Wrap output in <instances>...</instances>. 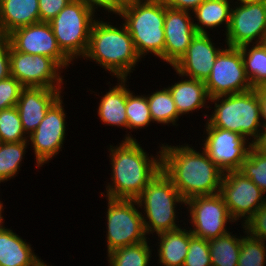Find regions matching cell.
<instances>
[{"instance_id":"cell-41","label":"cell","mask_w":266,"mask_h":266,"mask_svg":"<svg viewBox=\"0 0 266 266\" xmlns=\"http://www.w3.org/2000/svg\"><path fill=\"white\" fill-rule=\"evenodd\" d=\"M205 0H161L169 8L193 12Z\"/></svg>"},{"instance_id":"cell-9","label":"cell","mask_w":266,"mask_h":266,"mask_svg":"<svg viewBox=\"0 0 266 266\" xmlns=\"http://www.w3.org/2000/svg\"><path fill=\"white\" fill-rule=\"evenodd\" d=\"M205 85L209 98L242 93L253 88L245 72L240 48L226 45L220 51Z\"/></svg>"},{"instance_id":"cell-44","label":"cell","mask_w":266,"mask_h":266,"mask_svg":"<svg viewBox=\"0 0 266 266\" xmlns=\"http://www.w3.org/2000/svg\"><path fill=\"white\" fill-rule=\"evenodd\" d=\"M121 8L133 4L134 2L138 0H114Z\"/></svg>"},{"instance_id":"cell-21","label":"cell","mask_w":266,"mask_h":266,"mask_svg":"<svg viewBox=\"0 0 266 266\" xmlns=\"http://www.w3.org/2000/svg\"><path fill=\"white\" fill-rule=\"evenodd\" d=\"M177 75L182 77V80L172 84V86H168V89L172 94L180 117L183 114L186 115L189 114V112L191 113L197 109H202V107L209 108L206 101H209L210 98L206 90L205 81L188 77H185V80H183V75L179 73H177Z\"/></svg>"},{"instance_id":"cell-14","label":"cell","mask_w":266,"mask_h":266,"mask_svg":"<svg viewBox=\"0 0 266 266\" xmlns=\"http://www.w3.org/2000/svg\"><path fill=\"white\" fill-rule=\"evenodd\" d=\"M204 125L207 136L202 149L207 156L224 173L239 170L252 143L239 133L212 127L207 121Z\"/></svg>"},{"instance_id":"cell-36","label":"cell","mask_w":266,"mask_h":266,"mask_svg":"<svg viewBox=\"0 0 266 266\" xmlns=\"http://www.w3.org/2000/svg\"><path fill=\"white\" fill-rule=\"evenodd\" d=\"M24 86L15 78L10 76L0 81V110L15 107Z\"/></svg>"},{"instance_id":"cell-28","label":"cell","mask_w":266,"mask_h":266,"mask_svg":"<svg viewBox=\"0 0 266 266\" xmlns=\"http://www.w3.org/2000/svg\"><path fill=\"white\" fill-rule=\"evenodd\" d=\"M151 94H148L147 101L153 123L176 125L180 115L168 87Z\"/></svg>"},{"instance_id":"cell-10","label":"cell","mask_w":266,"mask_h":266,"mask_svg":"<svg viewBox=\"0 0 266 266\" xmlns=\"http://www.w3.org/2000/svg\"><path fill=\"white\" fill-rule=\"evenodd\" d=\"M219 194L235 222L245 218L241 225L266 203L265 193L238 170L224 173Z\"/></svg>"},{"instance_id":"cell-13","label":"cell","mask_w":266,"mask_h":266,"mask_svg":"<svg viewBox=\"0 0 266 266\" xmlns=\"http://www.w3.org/2000/svg\"><path fill=\"white\" fill-rule=\"evenodd\" d=\"M63 69L54 59L43 55L26 54L10 48V72L24 87L62 89ZM61 86V87H60Z\"/></svg>"},{"instance_id":"cell-7","label":"cell","mask_w":266,"mask_h":266,"mask_svg":"<svg viewBox=\"0 0 266 266\" xmlns=\"http://www.w3.org/2000/svg\"><path fill=\"white\" fill-rule=\"evenodd\" d=\"M94 14L82 1L72 0L49 22L58 46L72 62L87 51Z\"/></svg>"},{"instance_id":"cell-3","label":"cell","mask_w":266,"mask_h":266,"mask_svg":"<svg viewBox=\"0 0 266 266\" xmlns=\"http://www.w3.org/2000/svg\"><path fill=\"white\" fill-rule=\"evenodd\" d=\"M83 59L100 64L117 79H128L137 62L141 61L124 23L118 28L100 18L92 24L89 45Z\"/></svg>"},{"instance_id":"cell-4","label":"cell","mask_w":266,"mask_h":266,"mask_svg":"<svg viewBox=\"0 0 266 266\" xmlns=\"http://www.w3.org/2000/svg\"><path fill=\"white\" fill-rule=\"evenodd\" d=\"M118 15L124 19L140 58L149 52L158 58L164 53L165 5L161 0H138L121 8Z\"/></svg>"},{"instance_id":"cell-8","label":"cell","mask_w":266,"mask_h":266,"mask_svg":"<svg viewBox=\"0 0 266 266\" xmlns=\"http://www.w3.org/2000/svg\"><path fill=\"white\" fill-rule=\"evenodd\" d=\"M106 213L107 252L147 240L143 214L136 199L109 198ZM137 206V207H135Z\"/></svg>"},{"instance_id":"cell-40","label":"cell","mask_w":266,"mask_h":266,"mask_svg":"<svg viewBox=\"0 0 266 266\" xmlns=\"http://www.w3.org/2000/svg\"><path fill=\"white\" fill-rule=\"evenodd\" d=\"M82 1L89 9H91L94 13L95 9H99L108 11V13L119 14L121 7L114 0H80ZM104 8V9H103Z\"/></svg>"},{"instance_id":"cell-39","label":"cell","mask_w":266,"mask_h":266,"mask_svg":"<svg viewBox=\"0 0 266 266\" xmlns=\"http://www.w3.org/2000/svg\"><path fill=\"white\" fill-rule=\"evenodd\" d=\"M10 48L8 36L0 34V81L11 76L10 72Z\"/></svg>"},{"instance_id":"cell-47","label":"cell","mask_w":266,"mask_h":266,"mask_svg":"<svg viewBox=\"0 0 266 266\" xmlns=\"http://www.w3.org/2000/svg\"><path fill=\"white\" fill-rule=\"evenodd\" d=\"M3 203L0 201V214H2V211H3Z\"/></svg>"},{"instance_id":"cell-24","label":"cell","mask_w":266,"mask_h":266,"mask_svg":"<svg viewBox=\"0 0 266 266\" xmlns=\"http://www.w3.org/2000/svg\"><path fill=\"white\" fill-rule=\"evenodd\" d=\"M118 84L101 96L98 106L100 121L109 126L125 127L126 115V82L127 79H118Z\"/></svg>"},{"instance_id":"cell-5","label":"cell","mask_w":266,"mask_h":266,"mask_svg":"<svg viewBox=\"0 0 266 266\" xmlns=\"http://www.w3.org/2000/svg\"><path fill=\"white\" fill-rule=\"evenodd\" d=\"M209 101L215 103L214 112L206 118L212 127L239 133L248 140L252 138L251 143L257 139L262 122L256 88L213 97Z\"/></svg>"},{"instance_id":"cell-22","label":"cell","mask_w":266,"mask_h":266,"mask_svg":"<svg viewBox=\"0 0 266 266\" xmlns=\"http://www.w3.org/2000/svg\"><path fill=\"white\" fill-rule=\"evenodd\" d=\"M4 226H0V266H33L39 257L31 244Z\"/></svg>"},{"instance_id":"cell-46","label":"cell","mask_w":266,"mask_h":266,"mask_svg":"<svg viewBox=\"0 0 266 266\" xmlns=\"http://www.w3.org/2000/svg\"><path fill=\"white\" fill-rule=\"evenodd\" d=\"M4 218H3V216H2V214H0V226L4 223Z\"/></svg>"},{"instance_id":"cell-26","label":"cell","mask_w":266,"mask_h":266,"mask_svg":"<svg viewBox=\"0 0 266 266\" xmlns=\"http://www.w3.org/2000/svg\"><path fill=\"white\" fill-rule=\"evenodd\" d=\"M228 232L208 240L212 266H238L241 237Z\"/></svg>"},{"instance_id":"cell-12","label":"cell","mask_w":266,"mask_h":266,"mask_svg":"<svg viewBox=\"0 0 266 266\" xmlns=\"http://www.w3.org/2000/svg\"><path fill=\"white\" fill-rule=\"evenodd\" d=\"M235 6L231 9L230 25L225 34L226 45L240 48L262 43L266 32V1H236Z\"/></svg>"},{"instance_id":"cell-34","label":"cell","mask_w":266,"mask_h":266,"mask_svg":"<svg viewBox=\"0 0 266 266\" xmlns=\"http://www.w3.org/2000/svg\"><path fill=\"white\" fill-rule=\"evenodd\" d=\"M238 171L251 179L266 194V155L251 146Z\"/></svg>"},{"instance_id":"cell-31","label":"cell","mask_w":266,"mask_h":266,"mask_svg":"<svg viewBox=\"0 0 266 266\" xmlns=\"http://www.w3.org/2000/svg\"><path fill=\"white\" fill-rule=\"evenodd\" d=\"M126 85L127 130L143 129L153 123L146 95H134Z\"/></svg>"},{"instance_id":"cell-2","label":"cell","mask_w":266,"mask_h":266,"mask_svg":"<svg viewBox=\"0 0 266 266\" xmlns=\"http://www.w3.org/2000/svg\"><path fill=\"white\" fill-rule=\"evenodd\" d=\"M126 135L119 145H110L112 172L111 182L106 185L109 198L136 199L162 170L161 146L155 158L149 157L136 138L129 133Z\"/></svg>"},{"instance_id":"cell-32","label":"cell","mask_w":266,"mask_h":266,"mask_svg":"<svg viewBox=\"0 0 266 266\" xmlns=\"http://www.w3.org/2000/svg\"><path fill=\"white\" fill-rule=\"evenodd\" d=\"M28 141L17 107L0 110V142Z\"/></svg>"},{"instance_id":"cell-17","label":"cell","mask_w":266,"mask_h":266,"mask_svg":"<svg viewBox=\"0 0 266 266\" xmlns=\"http://www.w3.org/2000/svg\"><path fill=\"white\" fill-rule=\"evenodd\" d=\"M189 11L169 8L165 5L164 53L159 57L172 67L185 54L196 35L194 19Z\"/></svg>"},{"instance_id":"cell-16","label":"cell","mask_w":266,"mask_h":266,"mask_svg":"<svg viewBox=\"0 0 266 266\" xmlns=\"http://www.w3.org/2000/svg\"><path fill=\"white\" fill-rule=\"evenodd\" d=\"M11 46L26 54L43 55L54 59L63 69L72 61L61 51L48 22H37L18 28L8 35Z\"/></svg>"},{"instance_id":"cell-29","label":"cell","mask_w":266,"mask_h":266,"mask_svg":"<svg viewBox=\"0 0 266 266\" xmlns=\"http://www.w3.org/2000/svg\"><path fill=\"white\" fill-rule=\"evenodd\" d=\"M148 239L139 244L117 248L107 253L109 266H149L152 248Z\"/></svg>"},{"instance_id":"cell-42","label":"cell","mask_w":266,"mask_h":266,"mask_svg":"<svg viewBox=\"0 0 266 266\" xmlns=\"http://www.w3.org/2000/svg\"><path fill=\"white\" fill-rule=\"evenodd\" d=\"M258 92V100L260 103V114L262 127H266V85L256 88Z\"/></svg>"},{"instance_id":"cell-20","label":"cell","mask_w":266,"mask_h":266,"mask_svg":"<svg viewBox=\"0 0 266 266\" xmlns=\"http://www.w3.org/2000/svg\"><path fill=\"white\" fill-rule=\"evenodd\" d=\"M40 22L38 0H0V34Z\"/></svg>"},{"instance_id":"cell-30","label":"cell","mask_w":266,"mask_h":266,"mask_svg":"<svg viewBox=\"0 0 266 266\" xmlns=\"http://www.w3.org/2000/svg\"><path fill=\"white\" fill-rule=\"evenodd\" d=\"M27 142H0V183L13 179L20 170Z\"/></svg>"},{"instance_id":"cell-6","label":"cell","mask_w":266,"mask_h":266,"mask_svg":"<svg viewBox=\"0 0 266 266\" xmlns=\"http://www.w3.org/2000/svg\"><path fill=\"white\" fill-rule=\"evenodd\" d=\"M140 209L144 207L143 225L146 235L160 234L181 228L177 217V204L185 206L172 181L161 170L136 198ZM183 203V204H182ZM149 220V221H147Z\"/></svg>"},{"instance_id":"cell-18","label":"cell","mask_w":266,"mask_h":266,"mask_svg":"<svg viewBox=\"0 0 266 266\" xmlns=\"http://www.w3.org/2000/svg\"><path fill=\"white\" fill-rule=\"evenodd\" d=\"M212 41L210 33H196L185 54L172 68L185 77L206 81L217 55L223 49L215 48Z\"/></svg>"},{"instance_id":"cell-45","label":"cell","mask_w":266,"mask_h":266,"mask_svg":"<svg viewBox=\"0 0 266 266\" xmlns=\"http://www.w3.org/2000/svg\"><path fill=\"white\" fill-rule=\"evenodd\" d=\"M33 266H50V265H47V263L45 264L43 260H41L40 258Z\"/></svg>"},{"instance_id":"cell-27","label":"cell","mask_w":266,"mask_h":266,"mask_svg":"<svg viewBox=\"0 0 266 266\" xmlns=\"http://www.w3.org/2000/svg\"><path fill=\"white\" fill-rule=\"evenodd\" d=\"M249 46L250 47L249 49ZM244 68L253 88L266 85V47L262 43L240 47Z\"/></svg>"},{"instance_id":"cell-15","label":"cell","mask_w":266,"mask_h":266,"mask_svg":"<svg viewBox=\"0 0 266 266\" xmlns=\"http://www.w3.org/2000/svg\"><path fill=\"white\" fill-rule=\"evenodd\" d=\"M60 96L47 110L35 131L28 136V144L33 147L35 153L36 167H42L55 155L62 151L65 140L66 114Z\"/></svg>"},{"instance_id":"cell-33","label":"cell","mask_w":266,"mask_h":266,"mask_svg":"<svg viewBox=\"0 0 266 266\" xmlns=\"http://www.w3.org/2000/svg\"><path fill=\"white\" fill-rule=\"evenodd\" d=\"M244 232L245 234L241 239L238 266H265L266 243L249 235L246 230Z\"/></svg>"},{"instance_id":"cell-25","label":"cell","mask_w":266,"mask_h":266,"mask_svg":"<svg viewBox=\"0 0 266 266\" xmlns=\"http://www.w3.org/2000/svg\"><path fill=\"white\" fill-rule=\"evenodd\" d=\"M231 1L229 0H205L193 12L197 23L194 27L197 33H208L206 29H213L222 24L228 31L231 17ZM205 28V29H204Z\"/></svg>"},{"instance_id":"cell-38","label":"cell","mask_w":266,"mask_h":266,"mask_svg":"<svg viewBox=\"0 0 266 266\" xmlns=\"http://www.w3.org/2000/svg\"><path fill=\"white\" fill-rule=\"evenodd\" d=\"M72 0H38L40 21L50 22Z\"/></svg>"},{"instance_id":"cell-49","label":"cell","mask_w":266,"mask_h":266,"mask_svg":"<svg viewBox=\"0 0 266 266\" xmlns=\"http://www.w3.org/2000/svg\"><path fill=\"white\" fill-rule=\"evenodd\" d=\"M238 2L239 1H266V0H237Z\"/></svg>"},{"instance_id":"cell-23","label":"cell","mask_w":266,"mask_h":266,"mask_svg":"<svg viewBox=\"0 0 266 266\" xmlns=\"http://www.w3.org/2000/svg\"><path fill=\"white\" fill-rule=\"evenodd\" d=\"M158 235V263L162 266H183L188 253L190 230L185 228Z\"/></svg>"},{"instance_id":"cell-19","label":"cell","mask_w":266,"mask_h":266,"mask_svg":"<svg viewBox=\"0 0 266 266\" xmlns=\"http://www.w3.org/2000/svg\"><path fill=\"white\" fill-rule=\"evenodd\" d=\"M61 89L24 87L17 102L22 127L31 135L45 117L48 108L61 96Z\"/></svg>"},{"instance_id":"cell-43","label":"cell","mask_w":266,"mask_h":266,"mask_svg":"<svg viewBox=\"0 0 266 266\" xmlns=\"http://www.w3.org/2000/svg\"><path fill=\"white\" fill-rule=\"evenodd\" d=\"M252 146L261 154L266 155V127H262L257 139Z\"/></svg>"},{"instance_id":"cell-11","label":"cell","mask_w":266,"mask_h":266,"mask_svg":"<svg viewBox=\"0 0 266 266\" xmlns=\"http://www.w3.org/2000/svg\"><path fill=\"white\" fill-rule=\"evenodd\" d=\"M185 205L192 224L189 230L193 235L205 240L215 239L228 233L227 222H235L219 193L189 198Z\"/></svg>"},{"instance_id":"cell-35","label":"cell","mask_w":266,"mask_h":266,"mask_svg":"<svg viewBox=\"0 0 266 266\" xmlns=\"http://www.w3.org/2000/svg\"><path fill=\"white\" fill-rule=\"evenodd\" d=\"M183 266H212L208 240L190 231L189 248Z\"/></svg>"},{"instance_id":"cell-37","label":"cell","mask_w":266,"mask_h":266,"mask_svg":"<svg viewBox=\"0 0 266 266\" xmlns=\"http://www.w3.org/2000/svg\"><path fill=\"white\" fill-rule=\"evenodd\" d=\"M246 232L258 239L266 241V203L261 206L254 215L242 225Z\"/></svg>"},{"instance_id":"cell-1","label":"cell","mask_w":266,"mask_h":266,"mask_svg":"<svg viewBox=\"0 0 266 266\" xmlns=\"http://www.w3.org/2000/svg\"><path fill=\"white\" fill-rule=\"evenodd\" d=\"M161 145L162 171L185 200L219 193L224 172L203 149L200 153L188 144Z\"/></svg>"},{"instance_id":"cell-48","label":"cell","mask_w":266,"mask_h":266,"mask_svg":"<svg viewBox=\"0 0 266 266\" xmlns=\"http://www.w3.org/2000/svg\"><path fill=\"white\" fill-rule=\"evenodd\" d=\"M262 44L266 47V32Z\"/></svg>"}]
</instances>
